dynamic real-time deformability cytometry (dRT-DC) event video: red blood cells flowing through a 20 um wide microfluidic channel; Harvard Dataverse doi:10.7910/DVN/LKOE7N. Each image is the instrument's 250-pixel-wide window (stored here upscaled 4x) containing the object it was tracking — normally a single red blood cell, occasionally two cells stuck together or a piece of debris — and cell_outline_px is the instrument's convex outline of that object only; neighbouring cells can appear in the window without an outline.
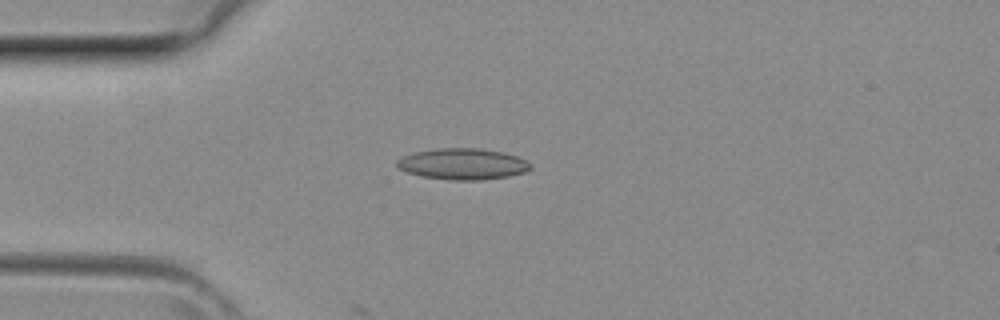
{"species": "common noctule bat (a hibernating species)", "species_latin": "Nyctalus noctula", "temperature_condition": "room temperature", "stored_images_in_passage": 4, "camera_frame_rate_fps": 3000, "um_per_image_px": 0.085, "animal": {"sex": "female", "body_mass_g": 29.2, "forearm_length_mm": 56.3}, "frame": {"image": 1, "passage_image": 3, "time_ms": 0.667, "image_size_px": [1000, 320], "cell_outline_px": [[532, 168], [524, 172], [508, 176], [480, 180], [452, 180], [424, 176], [408, 172], [396, 168], [396, 160], [400, 156], [416, 152], [436, 148], [480, 148], [504, 152], [528, 160], [532, 164]], "centroid_in_image_um": [39.34, 13.92], "position_along_channel_um": 45.7, "area_um2": 24.39}}